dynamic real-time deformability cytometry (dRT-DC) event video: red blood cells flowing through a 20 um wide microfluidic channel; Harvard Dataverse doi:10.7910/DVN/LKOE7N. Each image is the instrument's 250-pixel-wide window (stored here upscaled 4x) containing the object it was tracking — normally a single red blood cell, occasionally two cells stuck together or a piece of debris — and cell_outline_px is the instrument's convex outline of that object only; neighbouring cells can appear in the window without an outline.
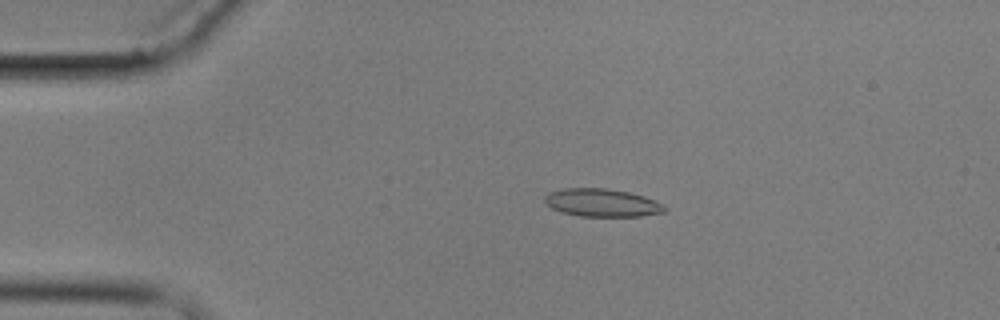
{"species": "common noctule bat (a hibernating species)", "species_latin": "Nyctalus noctula", "temperature_condition": "cold", "stored_images_in_passage": 5, "camera_frame_rate_fps": 3000, "um_per_image_px": 0.085, "animal": {"sex": "male", "body_mass_g": 17.9}, "frame": {"image": 1, "passage_image": 1, "time_ms": 0.0, "image_size_px": [1000, 320], "cell_outline_px": [[668, 208], [664, 212], [640, 216], [580, 216], [560, 212], [544, 204], [544, 196], [548, 192], [564, 188], [608, 188], [628, 192], [644, 196], [664, 204]], "centroid_in_image_um": [51.14, 17.23], "position_along_channel_um": 33.9, "area_um2": 19.71}}
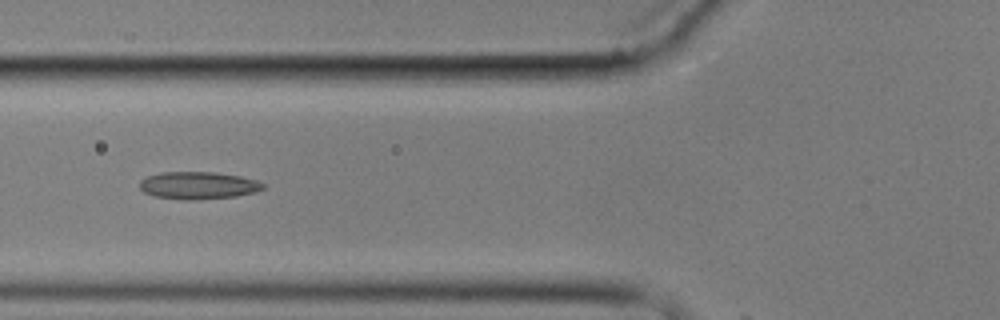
{"frame": {"image": 2, "passage_image": 4, "time_ms": 3.333, "image_size_px": [1000, 320], "cell_outline_px": [[264, 188], [256, 192], [236, 196], [196, 200], [184, 200], [152, 196], [144, 192], [140, 188], [140, 180], [148, 176], [160, 172], [216, 172], [240, 176], [256, 180], [264, 184]], "centroid_in_image_um": [16.84, 15.76], "position_along_channel_um": 109.0, "area_um2": 19.83}}
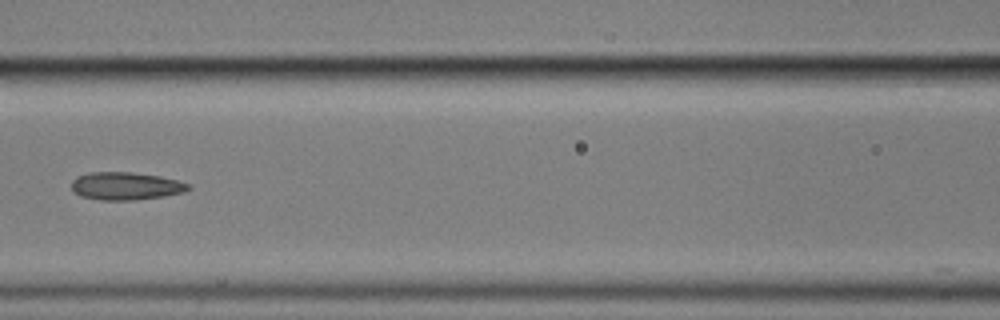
{"frame": {"image": 3, "passage_image": 5, "time_ms": 4.667, "image_size_px": [1000, 320], "cell_outline_px": [[192, 188], [184, 192], [164, 196], [136, 200], [100, 200], [80, 196], [72, 192], [72, 180], [76, 176], [88, 172], [132, 172], [160, 176], [176, 180], [188, 184]], "centroid_in_image_um": [10.65, 15.81], "position_along_channel_um": 155.9, "area_um2": 19.07}}